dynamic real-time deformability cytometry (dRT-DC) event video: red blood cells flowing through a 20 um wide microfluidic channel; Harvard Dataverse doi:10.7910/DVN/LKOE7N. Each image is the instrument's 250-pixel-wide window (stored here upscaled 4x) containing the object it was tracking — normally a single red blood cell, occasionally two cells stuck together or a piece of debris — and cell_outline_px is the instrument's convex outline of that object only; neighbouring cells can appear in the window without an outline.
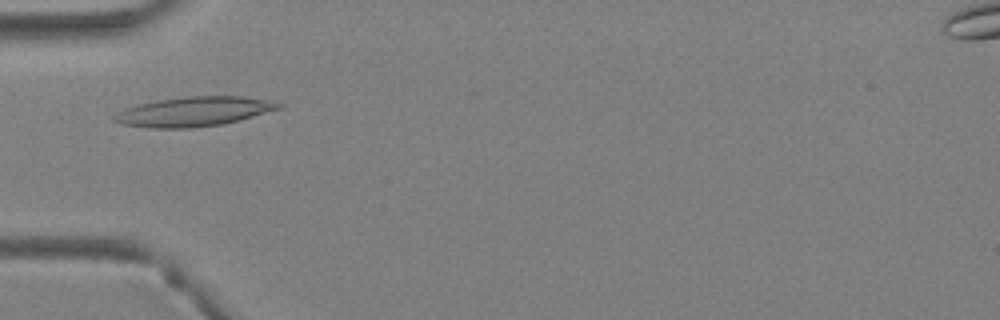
{"species": "Egyptian fruit bat (a non-hibernating species)", "species_latin": "Rousettus aegyptiacus", "temperature_condition": "warm", "stored_images_in_passage": 7, "camera_frame_rate_fps": 3000, "um_per_image_px": 0.085, "animal": {"sex": "female"}, "frame": {"image": 1, "passage_image": 4, "time_ms": 1.0, "image_size_px": [1000, 320], "cell_outline_px": [[284, 104], [280, 108], [240, 120], [224, 124], [192, 128], [148, 128], [120, 124], [112, 120], [112, 116], [136, 104], [160, 100], [188, 96], [244, 96], [276, 100]], "centroid_in_image_um": [16.53, 9.48], "position_along_channel_um": 68.5, "area_um2": 28.5}}